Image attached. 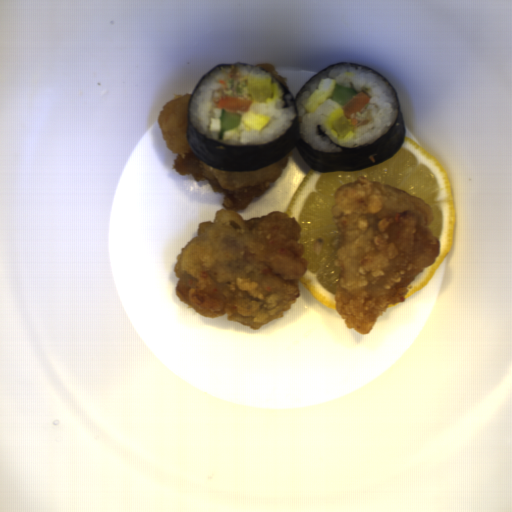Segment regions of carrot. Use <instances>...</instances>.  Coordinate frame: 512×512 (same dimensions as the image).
<instances>
[{"label": "carrot", "instance_id": "carrot-2", "mask_svg": "<svg viewBox=\"0 0 512 512\" xmlns=\"http://www.w3.org/2000/svg\"><path fill=\"white\" fill-rule=\"evenodd\" d=\"M369 101L370 96L365 92L361 91L358 93L355 97H353L350 101L341 107L346 119H349L353 125L358 124V119L351 117V115L355 112H361L362 108L367 105Z\"/></svg>", "mask_w": 512, "mask_h": 512}, {"label": "carrot", "instance_id": "carrot-1", "mask_svg": "<svg viewBox=\"0 0 512 512\" xmlns=\"http://www.w3.org/2000/svg\"><path fill=\"white\" fill-rule=\"evenodd\" d=\"M253 104L252 100L247 98L240 99L238 96L221 95L216 102V109H228L233 113L242 112L246 113L249 111L250 106Z\"/></svg>", "mask_w": 512, "mask_h": 512}]
</instances>
